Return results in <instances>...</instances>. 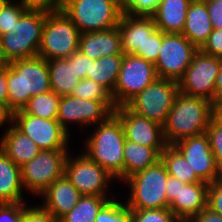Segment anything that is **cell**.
Here are the masks:
<instances>
[{
	"label": "cell",
	"instance_id": "obj_1",
	"mask_svg": "<svg viewBox=\"0 0 222 222\" xmlns=\"http://www.w3.org/2000/svg\"><path fill=\"white\" fill-rule=\"evenodd\" d=\"M213 103L202 97L178 93L163 127L167 145L202 135L213 118Z\"/></svg>",
	"mask_w": 222,
	"mask_h": 222
},
{
	"label": "cell",
	"instance_id": "obj_2",
	"mask_svg": "<svg viewBox=\"0 0 222 222\" xmlns=\"http://www.w3.org/2000/svg\"><path fill=\"white\" fill-rule=\"evenodd\" d=\"M8 108L22 110L31 97L51 91L47 60L31 57L7 65Z\"/></svg>",
	"mask_w": 222,
	"mask_h": 222
},
{
	"label": "cell",
	"instance_id": "obj_3",
	"mask_svg": "<svg viewBox=\"0 0 222 222\" xmlns=\"http://www.w3.org/2000/svg\"><path fill=\"white\" fill-rule=\"evenodd\" d=\"M97 126V127H96ZM93 133L85 140L83 153L99 164L114 179L124 181L125 135L120 120L112 114L105 122L97 124Z\"/></svg>",
	"mask_w": 222,
	"mask_h": 222
},
{
	"label": "cell",
	"instance_id": "obj_4",
	"mask_svg": "<svg viewBox=\"0 0 222 222\" xmlns=\"http://www.w3.org/2000/svg\"><path fill=\"white\" fill-rule=\"evenodd\" d=\"M168 172L159 160L156 164L141 170L124 182L130 186L131 193L127 206L131 210L168 208L166 183Z\"/></svg>",
	"mask_w": 222,
	"mask_h": 222
},
{
	"label": "cell",
	"instance_id": "obj_5",
	"mask_svg": "<svg viewBox=\"0 0 222 222\" xmlns=\"http://www.w3.org/2000/svg\"><path fill=\"white\" fill-rule=\"evenodd\" d=\"M46 16L45 12L26 11L8 33L0 36L9 63L38 56Z\"/></svg>",
	"mask_w": 222,
	"mask_h": 222
},
{
	"label": "cell",
	"instance_id": "obj_6",
	"mask_svg": "<svg viewBox=\"0 0 222 222\" xmlns=\"http://www.w3.org/2000/svg\"><path fill=\"white\" fill-rule=\"evenodd\" d=\"M62 11L80 33L117 27L123 13L118 0H69L63 5Z\"/></svg>",
	"mask_w": 222,
	"mask_h": 222
},
{
	"label": "cell",
	"instance_id": "obj_7",
	"mask_svg": "<svg viewBox=\"0 0 222 222\" xmlns=\"http://www.w3.org/2000/svg\"><path fill=\"white\" fill-rule=\"evenodd\" d=\"M80 31L62 11L48 13L38 56L50 60L68 58L79 50Z\"/></svg>",
	"mask_w": 222,
	"mask_h": 222
},
{
	"label": "cell",
	"instance_id": "obj_8",
	"mask_svg": "<svg viewBox=\"0 0 222 222\" xmlns=\"http://www.w3.org/2000/svg\"><path fill=\"white\" fill-rule=\"evenodd\" d=\"M178 93L177 81L157 78L126 106L136 114L163 126Z\"/></svg>",
	"mask_w": 222,
	"mask_h": 222
},
{
	"label": "cell",
	"instance_id": "obj_9",
	"mask_svg": "<svg viewBox=\"0 0 222 222\" xmlns=\"http://www.w3.org/2000/svg\"><path fill=\"white\" fill-rule=\"evenodd\" d=\"M68 150H41L31 161L21 166V181L37 196L43 193L54 181L64 175Z\"/></svg>",
	"mask_w": 222,
	"mask_h": 222
},
{
	"label": "cell",
	"instance_id": "obj_10",
	"mask_svg": "<svg viewBox=\"0 0 222 222\" xmlns=\"http://www.w3.org/2000/svg\"><path fill=\"white\" fill-rule=\"evenodd\" d=\"M157 78L153 63L132 54H125L111 94L114 104L116 107L126 105Z\"/></svg>",
	"mask_w": 222,
	"mask_h": 222
},
{
	"label": "cell",
	"instance_id": "obj_11",
	"mask_svg": "<svg viewBox=\"0 0 222 222\" xmlns=\"http://www.w3.org/2000/svg\"><path fill=\"white\" fill-rule=\"evenodd\" d=\"M198 50L184 35L162 32V45L154 64L158 78L178 82Z\"/></svg>",
	"mask_w": 222,
	"mask_h": 222
},
{
	"label": "cell",
	"instance_id": "obj_12",
	"mask_svg": "<svg viewBox=\"0 0 222 222\" xmlns=\"http://www.w3.org/2000/svg\"><path fill=\"white\" fill-rule=\"evenodd\" d=\"M221 66V58L203 53L200 49L178 81L179 92L202 97L214 104L215 81Z\"/></svg>",
	"mask_w": 222,
	"mask_h": 222
},
{
	"label": "cell",
	"instance_id": "obj_13",
	"mask_svg": "<svg viewBox=\"0 0 222 222\" xmlns=\"http://www.w3.org/2000/svg\"><path fill=\"white\" fill-rule=\"evenodd\" d=\"M65 162L64 174L82 196L90 195L110 198L107 186L114 177L96 162L91 161L83 152L78 156H69ZM74 157V158H73Z\"/></svg>",
	"mask_w": 222,
	"mask_h": 222
},
{
	"label": "cell",
	"instance_id": "obj_14",
	"mask_svg": "<svg viewBox=\"0 0 222 222\" xmlns=\"http://www.w3.org/2000/svg\"><path fill=\"white\" fill-rule=\"evenodd\" d=\"M12 124L31 138L40 150H68L71 135L57 119L38 118L18 110L13 112Z\"/></svg>",
	"mask_w": 222,
	"mask_h": 222
},
{
	"label": "cell",
	"instance_id": "obj_15",
	"mask_svg": "<svg viewBox=\"0 0 222 222\" xmlns=\"http://www.w3.org/2000/svg\"><path fill=\"white\" fill-rule=\"evenodd\" d=\"M113 111L103 102L77 98L71 95L62 96L57 120L69 133L70 123H78L81 127L94 126L105 122Z\"/></svg>",
	"mask_w": 222,
	"mask_h": 222
},
{
	"label": "cell",
	"instance_id": "obj_16",
	"mask_svg": "<svg viewBox=\"0 0 222 222\" xmlns=\"http://www.w3.org/2000/svg\"><path fill=\"white\" fill-rule=\"evenodd\" d=\"M113 114L120 120L127 140L155 148L160 154L167 146L160 124L136 114L126 105L116 107Z\"/></svg>",
	"mask_w": 222,
	"mask_h": 222
},
{
	"label": "cell",
	"instance_id": "obj_17",
	"mask_svg": "<svg viewBox=\"0 0 222 222\" xmlns=\"http://www.w3.org/2000/svg\"><path fill=\"white\" fill-rule=\"evenodd\" d=\"M173 146L184 156L201 181L211 184L220 179V169L216 165L205 133L182 139Z\"/></svg>",
	"mask_w": 222,
	"mask_h": 222
},
{
	"label": "cell",
	"instance_id": "obj_18",
	"mask_svg": "<svg viewBox=\"0 0 222 222\" xmlns=\"http://www.w3.org/2000/svg\"><path fill=\"white\" fill-rule=\"evenodd\" d=\"M118 30L121 38L122 52L134 55L144 52V43L157 29L152 16H132L122 13Z\"/></svg>",
	"mask_w": 222,
	"mask_h": 222
},
{
	"label": "cell",
	"instance_id": "obj_19",
	"mask_svg": "<svg viewBox=\"0 0 222 222\" xmlns=\"http://www.w3.org/2000/svg\"><path fill=\"white\" fill-rule=\"evenodd\" d=\"M208 185L203 181L186 184L179 180L177 197L168 208L180 221H190L207 207Z\"/></svg>",
	"mask_w": 222,
	"mask_h": 222
},
{
	"label": "cell",
	"instance_id": "obj_20",
	"mask_svg": "<svg viewBox=\"0 0 222 222\" xmlns=\"http://www.w3.org/2000/svg\"><path fill=\"white\" fill-rule=\"evenodd\" d=\"M39 196L44 199L42 206L59 221L74 208L82 195L64 174Z\"/></svg>",
	"mask_w": 222,
	"mask_h": 222
},
{
	"label": "cell",
	"instance_id": "obj_21",
	"mask_svg": "<svg viewBox=\"0 0 222 222\" xmlns=\"http://www.w3.org/2000/svg\"><path fill=\"white\" fill-rule=\"evenodd\" d=\"M79 50L91 59L123 53L118 27L108 30L81 33Z\"/></svg>",
	"mask_w": 222,
	"mask_h": 222
},
{
	"label": "cell",
	"instance_id": "obj_22",
	"mask_svg": "<svg viewBox=\"0 0 222 222\" xmlns=\"http://www.w3.org/2000/svg\"><path fill=\"white\" fill-rule=\"evenodd\" d=\"M186 16L182 35L200 49L214 29L206 2L193 0L188 7Z\"/></svg>",
	"mask_w": 222,
	"mask_h": 222
},
{
	"label": "cell",
	"instance_id": "obj_23",
	"mask_svg": "<svg viewBox=\"0 0 222 222\" xmlns=\"http://www.w3.org/2000/svg\"><path fill=\"white\" fill-rule=\"evenodd\" d=\"M10 127V128H9ZM0 139L1 150L18 166L31 161L41 151L36 143L13 124Z\"/></svg>",
	"mask_w": 222,
	"mask_h": 222
},
{
	"label": "cell",
	"instance_id": "obj_24",
	"mask_svg": "<svg viewBox=\"0 0 222 222\" xmlns=\"http://www.w3.org/2000/svg\"><path fill=\"white\" fill-rule=\"evenodd\" d=\"M50 87L58 96H68L80 82L81 78L75 69V52L68 58L47 60Z\"/></svg>",
	"mask_w": 222,
	"mask_h": 222
},
{
	"label": "cell",
	"instance_id": "obj_25",
	"mask_svg": "<svg viewBox=\"0 0 222 222\" xmlns=\"http://www.w3.org/2000/svg\"><path fill=\"white\" fill-rule=\"evenodd\" d=\"M193 0H160L152 15L156 27L164 33L182 34L188 7Z\"/></svg>",
	"mask_w": 222,
	"mask_h": 222
},
{
	"label": "cell",
	"instance_id": "obj_26",
	"mask_svg": "<svg viewBox=\"0 0 222 222\" xmlns=\"http://www.w3.org/2000/svg\"><path fill=\"white\" fill-rule=\"evenodd\" d=\"M21 181V167L0 148V204L25 202Z\"/></svg>",
	"mask_w": 222,
	"mask_h": 222
},
{
	"label": "cell",
	"instance_id": "obj_27",
	"mask_svg": "<svg viewBox=\"0 0 222 222\" xmlns=\"http://www.w3.org/2000/svg\"><path fill=\"white\" fill-rule=\"evenodd\" d=\"M124 181L131 175L145 170L160 160V153L151 147L125 140L123 149Z\"/></svg>",
	"mask_w": 222,
	"mask_h": 222
},
{
	"label": "cell",
	"instance_id": "obj_28",
	"mask_svg": "<svg viewBox=\"0 0 222 222\" xmlns=\"http://www.w3.org/2000/svg\"><path fill=\"white\" fill-rule=\"evenodd\" d=\"M124 56L125 54L121 53L96 60L91 59L90 72L86 75V78L101 84L112 94Z\"/></svg>",
	"mask_w": 222,
	"mask_h": 222
},
{
	"label": "cell",
	"instance_id": "obj_29",
	"mask_svg": "<svg viewBox=\"0 0 222 222\" xmlns=\"http://www.w3.org/2000/svg\"><path fill=\"white\" fill-rule=\"evenodd\" d=\"M160 160L165 165L169 175L186 184L202 182L191 169L184 156L173 146L167 145L160 154Z\"/></svg>",
	"mask_w": 222,
	"mask_h": 222
},
{
	"label": "cell",
	"instance_id": "obj_30",
	"mask_svg": "<svg viewBox=\"0 0 222 222\" xmlns=\"http://www.w3.org/2000/svg\"><path fill=\"white\" fill-rule=\"evenodd\" d=\"M108 201L106 197L81 196L74 208L58 222H95L98 212Z\"/></svg>",
	"mask_w": 222,
	"mask_h": 222
},
{
	"label": "cell",
	"instance_id": "obj_31",
	"mask_svg": "<svg viewBox=\"0 0 222 222\" xmlns=\"http://www.w3.org/2000/svg\"><path fill=\"white\" fill-rule=\"evenodd\" d=\"M61 96L48 91L30 98L22 111L38 118L57 119Z\"/></svg>",
	"mask_w": 222,
	"mask_h": 222
},
{
	"label": "cell",
	"instance_id": "obj_32",
	"mask_svg": "<svg viewBox=\"0 0 222 222\" xmlns=\"http://www.w3.org/2000/svg\"><path fill=\"white\" fill-rule=\"evenodd\" d=\"M71 96L87 100L103 101L113 112L116 109L111 93L101 84L87 78L80 80L72 91Z\"/></svg>",
	"mask_w": 222,
	"mask_h": 222
},
{
	"label": "cell",
	"instance_id": "obj_33",
	"mask_svg": "<svg viewBox=\"0 0 222 222\" xmlns=\"http://www.w3.org/2000/svg\"><path fill=\"white\" fill-rule=\"evenodd\" d=\"M95 222H132L131 209L113 198L100 209Z\"/></svg>",
	"mask_w": 222,
	"mask_h": 222
},
{
	"label": "cell",
	"instance_id": "obj_34",
	"mask_svg": "<svg viewBox=\"0 0 222 222\" xmlns=\"http://www.w3.org/2000/svg\"><path fill=\"white\" fill-rule=\"evenodd\" d=\"M132 222H179L169 208L131 210Z\"/></svg>",
	"mask_w": 222,
	"mask_h": 222
},
{
	"label": "cell",
	"instance_id": "obj_35",
	"mask_svg": "<svg viewBox=\"0 0 222 222\" xmlns=\"http://www.w3.org/2000/svg\"><path fill=\"white\" fill-rule=\"evenodd\" d=\"M26 11L20 3L9 0L0 11V36L8 33Z\"/></svg>",
	"mask_w": 222,
	"mask_h": 222
},
{
	"label": "cell",
	"instance_id": "obj_36",
	"mask_svg": "<svg viewBox=\"0 0 222 222\" xmlns=\"http://www.w3.org/2000/svg\"><path fill=\"white\" fill-rule=\"evenodd\" d=\"M208 136L209 145L215 158L217 167L222 169V123L214 117L210 120L205 131Z\"/></svg>",
	"mask_w": 222,
	"mask_h": 222
},
{
	"label": "cell",
	"instance_id": "obj_37",
	"mask_svg": "<svg viewBox=\"0 0 222 222\" xmlns=\"http://www.w3.org/2000/svg\"><path fill=\"white\" fill-rule=\"evenodd\" d=\"M160 0H122L123 12L132 16H152Z\"/></svg>",
	"mask_w": 222,
	"mask_h": 222
},
{
	"label": "cell",
	"instance_id": "obj_38",
	"mask_svg": "<svg viewBox=\"0 0 222 222\" xmlns=\"http://www.w3.org/2000/svg\"><path fill=\"white\" fill-rule=\"evenodd\" d=\"M161 45L162 31L157 28L144 43V52H136L134 55L155 64Z\"/></svg>",
	"mask_w": 222,
	"mask_h": 222
},
{
	"label": "cell",
	"instance_id": "obj_39",
	"mask_svg": "<svg viewBox=\"0 0 222 222\" xmlns=\"http://www.w3.org/2000/svg\"><path fill=\"white\" fill-rule=\"evenodd\" d=\"M22 222H58L55 216L42 205L36 207L25 205L22 211Z\"/></svg>",
	"mask_w": 222,
	"mask_h": 222
},
{
	"label": "cell",
	"instance_id": "obj_40",
	"mask_svg": "<svg viewBox=\"0 0 222 222\" xmlns=\"http://www.w3.org/2000/svg\"><path fill=\"white\" fill-rule=\"evenodd\" d=\"M27 11H41L52 13L62 10L59 0H20L19 2Z\"/></svg>",
	"mask_w": 222,
	"mask_h": 222
},
{
	"label": "cell",
	"instance_id": "obj_41",
	"mask_svg": "<svg viewBox=\"0 0 222 222\" xmlns=\"http://www.w3.org/2000/svg\"><path fill=\"white\" fill-rule=\"evenodd\" d=\"M24 202L0 204V222H22Z\"/></svg>",
	"mask_w": 222,
	"mask_h": 222
},
{
	"label": "cell",
	"instance_id": "obj_42",
	"mask_svg": "<svg viewBox=\"0 0 222 222\" xmlns=\"http://www.w3.org/2000/svg\"><path fill=\"white\" fill-rule=\"evenodd\" d=\"M207 207L222 215V180L219 179L208 185Z\"/></svg>",
	"mask_w": 222,
	"mask_h": 222
},
{
	"label": "cell",
	"instance_id": "obj_43",
	"mask_svg": "<svg viewBox=\"0 0 222 222\" xmlns=\"http://www.w3.org/2000/svg\"><path fill=\"white\" fill-rule=\"evenodd\" d=\"M200 50L205 54L222 58V29H213Z\"/></svg>",
	"mask_w": 222,
	"mask_h": 222
},
{
	"label": "cell",
	"instance_id": "obj_44",
	"mask_svg": "<svg viewBox=\"0 0 222 222\" xmlns=\"http://www.w3.org/2000/svg\"><path fill=\"white\" fill-rule=\"evenodd\" d=\"M214 29H222V0H204Z\"/></svg>",
	"mask_w": 222,
	"mask_h": 222
},
{
	"label": "cell",
	"instance_id": "obj_45",
	"mask_svg": "<svg viewBox=\"0 0 222 222\" xmlns=\"http://www.w3.org/2000/svg\"><path fill=\"white\" fill-rule=\"evenodd\" d=\"M90 68L91 58L84 55L80 50L75 51V69L81 79L86 78Z\"/></svg>",
	"mask_w": 222,
	"mask_h": 222
},
{
	"label": "cell",
	"instance_id": "obj_46",
	"mask_svg": "<svg viewBox=\"0 0 222 222\" xmlns=\"http://www.w3.org/2000/svg\"><path fill=\"white\" fill-rule=\"evenodd\" d=\"M189 222H222V215L206 207L205 209H202Z\"/></svg>",
	"mask_w": 222,
	"mask_h": 222
},
{
	"label": "cell",
	"instance_id": "obj_47",
	"mask_svg": "<svg viewBox=\"0 0 222 222\" xmlns=\"http://www.w3.org/2000/svg\"><path fill=\"white\" fill-rule=\"evenodd\" d=\"M0 104L8 107L7 65L0 66Z\"/></svg>",
	"mask_w": 222,
	"mask_h": 222
},
{
	"label": "cell",
	"instance_id": "obj_48",
	"mask_svg": "<svg viewBox=\"0 0 222 222\" xmlns=\"http://www.w3.org/2000/svg\"><path fill=\"white\" fill-rule=\"evenodd\" d=\"M166 195L168 200V207L172 201L177 197L179 191V179L174 176L169 175L166 183Z\"/></svg>",
	"mask_w": 222,
	"mask_h": 222
},
{
	"label": "cell",
	"instance_id": "obj_49",
	"mask_svg": "<svg viewBox=\"0 0 222 222\" xmlns=\"http://www.w3.org/2000/svg\"><path fill=\"white\" fill-rule=\"evenodd\" d=\"M13 112L6 106L0 104V127L4 124H12Z\"/></svg>",
	"mask_w": 222,
	"mask_h": 222
},
{
	"label": "cell",
	"instance_id": "obj_50",
	"mask_svg": "<svg viewBox=\"0 0 222 222\" xmlns=\"http://www.w3.org/2000/svg\"><path fill=\"white\" fill-rule=\"evenodd\" d=\"M221 99H222V58H221L220 70L215 81L214 103L217 100H221Z\"/></svg>",
	"mask_w": 222,
	"mask_h": 222
},
{
	"label": "cell",
	"instance_id": "obj_51",
	"mask_svg": "<svg viewBox=\"0 0 222 222\" xmlns=\"http://www.w3.org/2000/svg\"><path fill=\"white\" fill-rule=\"evenodd\" d=\"M213 116L216 120L222 123V99L217 100L213 104Z\"/></svg>",
	"mask_w": 222,
	"mask_h": 222
},
{
	"label": "cell",
	"instance_id": "obj_52",
	"mask_svg": "<svg viewBox=\"0 0 222 222\" xmlns=\"http://www.w3.org/2000/svg\"><path fill=\"white\" fill-rule=\"evenodd\" d=\"M8 64H9V62L7 61V59L4 55L3 47H2V44H1V40H0V66H6Z\"/></svg>",
	"mask_w": 222,
	"mask_h": 222
},
{
	"label": "cell",
	"instance_id": "obj_53",
	"mask_svg": "<svg viewBox=\"0 0 222 222\" xmlns=\"http://www.w3.org/2000/svg\"><path fill=\"white\" fill-rule=\"evenodd\" d=\"M9 0H0V11Z\"/></svg>",
	"mask_w": 222,
	"mask_h": 222
},
{
	"label": "cell",
	"instance_id": "obj_54",
	"mask_svg": "<svg viewBox=\"0 0 222 222\" xmlns=\"http://www.w3.org/2000/svg\"><path fill=\"white\" fill-rule=\"evenodd\" d=\"M69 0H59L60 4L63 6L64 4H66Z\"/></svg>",
	"mask_w": 222,
	"mask_h": 222
},
{
	"label": "cell",
	"instance_id": "obj_55",
	"mask_svg": "<svg viewBox=\"0 0 222 222\" xmlns=\"http://www.w3.org/2000/svg\"><path fill=\"white\" fill-rule=\"evenodd\" d=\"M220 179L222 180V169L220 170Z\"/></svg>",
	"mask_w": 222,
	"mask_h": 222
}]
</instances>
